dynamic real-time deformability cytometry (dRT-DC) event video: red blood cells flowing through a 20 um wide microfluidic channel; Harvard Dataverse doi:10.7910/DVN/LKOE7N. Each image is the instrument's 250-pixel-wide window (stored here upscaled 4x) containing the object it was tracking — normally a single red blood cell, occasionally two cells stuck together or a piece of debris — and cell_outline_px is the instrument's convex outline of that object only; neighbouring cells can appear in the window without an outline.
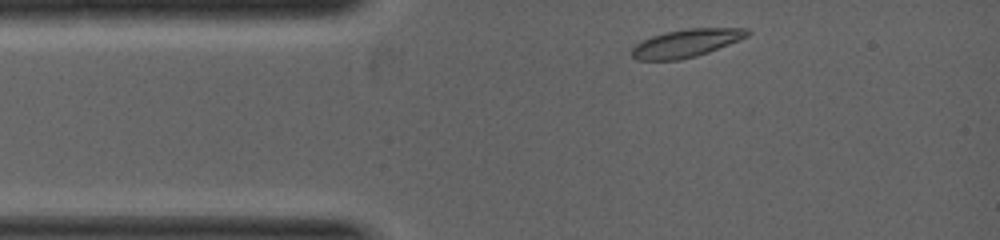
{"species": "common noctule bat (a hibernating species)", "species_latin": "Nyctalus noctula", "temperature_condition": "warm", "stored_images_in_passage": 4, "camera_frame_rate_fps": 5000, "um_per_image_px": 0.085, "animal": {"sex": "female", "body_mass_g": 19.0, "forearm_length_mm": 53.3}, "frame": {"image": 1, "passage_image": 1, "time_ms": 0.0, "image_size_px": [1000, 240], "cell_outline_px": [[752, 32], [748, 36], [740, 40], [708, 52], [696, 56], [680, 60], [636, 60], [632, 56], [632, 48], [636, 44], [652, 36], [664, 32], [688, 28], [748, 28]], "centroid_in_image_um": [58.35, 3.66], "position_along_channel_um": 26.6, "area_um2": 18.84}}
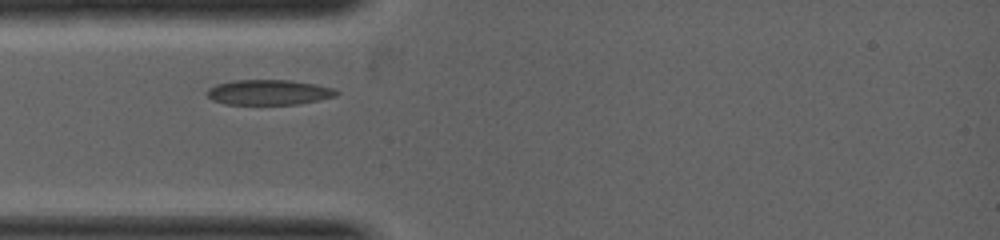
{"frame": {"image": 2, "passage_image": 3, "time_ms": 0.8, "image_size_px": [1000, 240], "cell_outline_px": [[340, 92], [336, 96], [300, 104], [224, 104], [212, 100], [204, 92], [208, 88], [216, 84], [236, 80], [288, 80], [316, 84], [332, 88]], "centroid_in_image_um": [22.82, 7.84], "position_along_channel_um": 62.2, "area_um2": 19.02}}
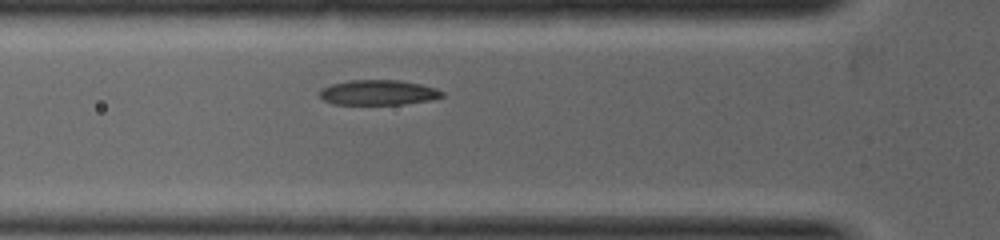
{"frame": {"image": 3, "passage_image": 4, "time_ms": 1.2, "image_size_px": [1000, 240], "cell_outline_px": [[444, 96], [432, 100], [404, 104], [332, 104], [324, 100], [320, 96], [320, 88], [332, 84], [348, 80], [400, 80], [420, 84], [436, 88], [444, 92]], "centroid_in_image_um": [32.16, 7.86], "position_along_channel_um": 93.6, "area_um2": 17.98}}